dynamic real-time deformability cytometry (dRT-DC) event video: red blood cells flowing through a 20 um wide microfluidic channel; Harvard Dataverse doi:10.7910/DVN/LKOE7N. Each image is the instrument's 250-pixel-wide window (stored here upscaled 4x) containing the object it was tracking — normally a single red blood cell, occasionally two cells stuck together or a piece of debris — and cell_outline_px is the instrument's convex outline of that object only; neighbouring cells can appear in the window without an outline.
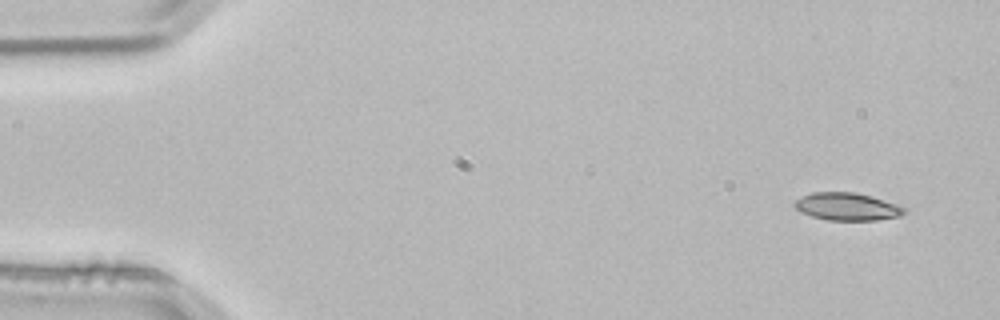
{"species": "common noctule bat (a hibernating species)", "species_latin": "Nyctalus noctula", "temperature_condition": "room temperature", "stored_images_in_passage": 3, "camera_frame_rate_fps": 3000, "um_per_image_px": 0.085, "animal": {"sex": "male", "body_mass_g": 21.5, "forearm_length_mm": 52.0}, "frame": {"image": 1, "passage_image": 1, "time_ms": 0.0, "image_size_px": [1000, 320], "cell_outline_px": [[908, 212], [900, 216], [876, 220], [828, 220], [812, 216], [800, 212], [792, 204], [796, 200], [812, 192], [856, 192], [872, 196], [896, 204], [904, 208]], "centroid_in_image_um": [72.01, 17.56], "position_along_channel_um": 13.0, "area_um2": 17.63}}